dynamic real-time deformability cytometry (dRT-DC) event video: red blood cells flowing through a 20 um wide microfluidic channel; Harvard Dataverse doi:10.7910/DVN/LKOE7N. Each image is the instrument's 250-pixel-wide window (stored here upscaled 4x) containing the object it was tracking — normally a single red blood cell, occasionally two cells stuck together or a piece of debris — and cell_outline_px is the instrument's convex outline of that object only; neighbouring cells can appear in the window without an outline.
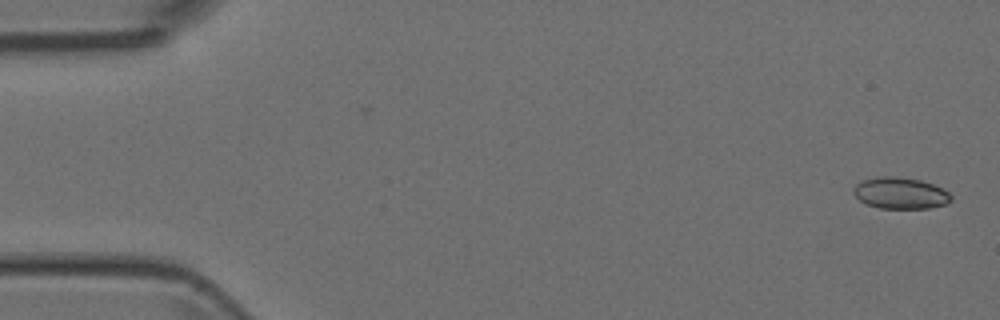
{"species": "Egyptian fruit bat (a non-hibernating species)", "species_latin": "Rousettus aegyptiacus", "temperature_condition": "room temperature", "stored_images_in_passage": 51, "camera_frame_rate_fps": 3000, "um_per_image_px": 0.085, "animal": {"sex": "female"}, "frame": {"image": 1, "passage_image": 1, "time_ms": 0.0, "image_size_px": [1000, 320], "cell_outline_px": [[952, 200], [948, 204], [932, 208], [880, 208], [864, 204], [852, 192], [852, 188], [860, 180], [880, 176], [896, 176], [920, 180], [932, 184], [948, 192], [952, 196]], "centroid_in_image_um": [76.51, 16.42], "position_along_channel_um": 8.5, "area_um2": 18.09}}
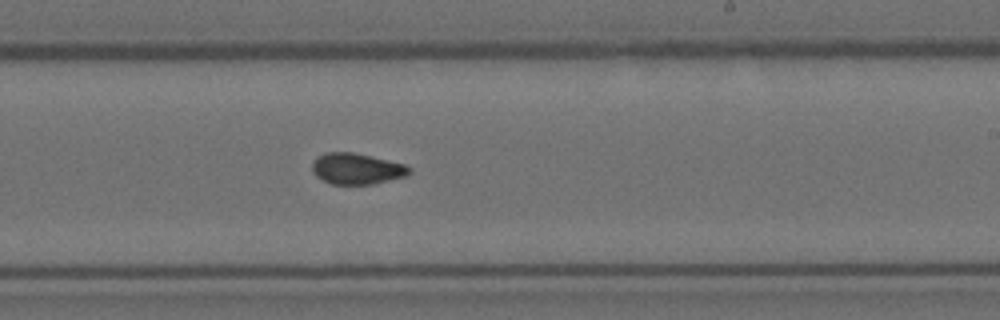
{"frame": {"image": 2, "passage_image": 30, "time_ms": 9.667, "image_size_px": [1000, 320], "cell_outline_px": [[412, 172], [408, 176], [372, 184], [332, 184], [316, 176], [312, 172], [312, 160], [316, 156], [324, 152], [352, 152], [404, 164], [412, 168]], "centroid_in_image_um": [30.31, 14.34], "position_along_channel_um": 258.7, "area_um2": 17.69}}
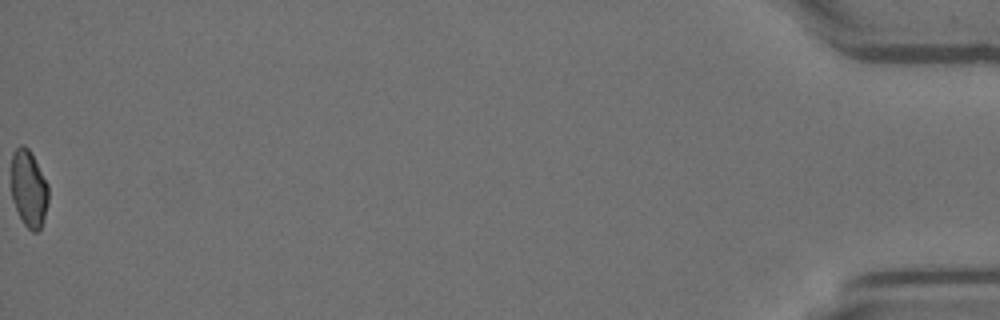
{"frame": {"image": 3, "passage_image": 51, "time_ms": 16.667, "image_size_px": [1000, 320], "cell_outline_px": [[48, 200], [44, 216], [40, 228], [36, 232], [32, 232], [24, 224], [12, 200], [12, 152], [20, 144], [24, 144], [28, 148], [48, 184]], "centroid_in_image_um": [2.44, 16.02], "position_along_channel_um": 432.8, "area_um2": 16.42}}